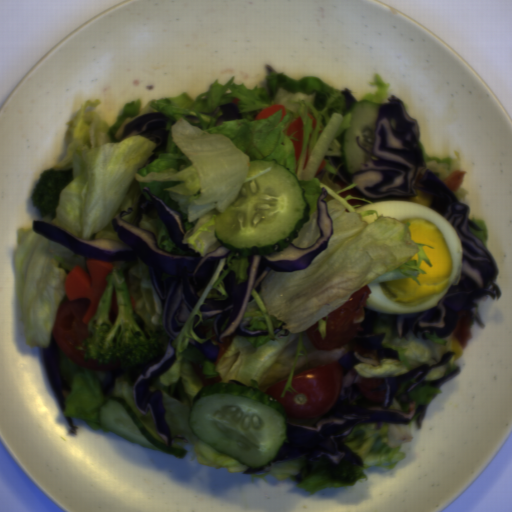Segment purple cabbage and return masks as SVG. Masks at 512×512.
I'll return each mask as SVG.
<instances>
[{
  "label": "purple cabbage",
  "mask_w": 512,
  "mask_h": 512,
  "mask_svg": "<svg viewBox=\"0 0 512 512\" xmlns=\"http://www.w3.org/2000/svg\"><path fill=\"white\" fill-rule=\"evenodd\" d=\"M143 192L150 199L140 195L137 216L132 222H125L123 218L132 213L133 208L122 210L111 218V227L119 241L109 238L79 239L63 228L43 220H32L31 226L38 235L87 260L125 263L140 259L148 266L152 284L161 303L167 340L163 359L145 368L136 377L131 394L138 411L143 415L150 413L157 436L164 444L172 447L175 439L186 444L188 441L180 435L171 437L162 392L160 389L151 391V386L174 364L176 357L172 344L197 306L199 292L208 284L220 260L227 257L231 250L221 244L204 256L196 253L194 248H189L182 242L185 231L179 213L168 208L149 188L144 187ZM152 211L159 214L173 241L186 254L162 252L155 242V235L140 228L142 214Z\"/></svg>",
  "instance_id": "obj_2"
},
{
  "label": "purple cabbage",
  "mask_w": 512,
  "mask_h": 512,
  "mask_svg": "<svg viewBox=\"0 0 512 512\" xmlns=\"http://www.w3.org/2000/svg\"><path fill=\"white\" fill-rule=\"evenodd\" d=\"M379 104L374 128L373 149L364 148L359 136V148L370 155L356 173L346 170L341 156H329L337 169L329 178L335 182L356 183L353 190L362 199L374 202H409L417 191L431 195V209L446 219L459 236L462 248L461 271L444 296L432 308L416 313H392L393 329L397 338L423 333L440 339L451 337L456 331L459 314L468 312L484 330L485 324L478 305L487 297L498 299L501 289L496 284L498 264L479 237L471 230H483L470 218V207L444 180L427 165L421 148V126L418 119L409 116L403 102L396 95Z\"/></svg>",
  "instance_id": "obj_1"
},
{
  "label": "purple cabbage",
  "mask_w": 512,
  "mask_h": 512,
  "mask_svg": "<svg viewBox=\"0 0 512 512\" xmlns=\"http://www.w3.org/2000/svg\"><path fill=\"white\" fill-rule=\"evenodd\" d=\"M188 344L199 351L203 357L211 361L213 364L215 363L220 347L219 345L213 344L210 341V338L204 344H199L196 341L189 339Z\"/></svg>",
  "instance_id": "obj_8"
},
{
  "label": "purple cabbage",
  "mask_w": 512,
  "mask_h": 512,
  "mask_svg": "<svg viewBox=\"0 0 512 512\" xmlns=\"http://www.w3.org/2000/svg\"><path fill=\"white\" fill-rule=\"evenodd\" d=\"M289 334H290L289 329H284V328L282 327V325H281V326H278V327L274 330V335L278 336V338H280V339H283V338H285V337L289 336Z\"/></svg>",
  "instance_id": "obj_14"
},
{
  "label": "purple cabbage",
  "mask_w": 512,
  "mask_h": 512,
  "mask_svg": "<svg viewBox=\"0 0 512 512\" xmlns=\"http://www.w3.org/2000/svg\"><path fill=\"white\" fill-rule=\"evenodd\" d=\"M340 95H344L345 105L349 110L351 109L352 105L357 102L356 99L351 94V92L349 91V89L346 87L344 90L340 91Z\"/></svg>",
  "instance_id": "obj_11"
},
{
  "label": "purple cabbage",
  "mask_w": 512,
  "mask_h": 512,
  "mask_svg": "<svg viewBox=\"0 0 512 512\" xmlns=\"http://www.w3.org/2000/svg\"><path fill=\"white\" fill-rule=\"evenodd\" d=\"M193 331L196 334V336L199 337L200 339H206L208 328L206 324L198 323L196 327L193 329Z\"/></svg>",
  "instance_id": "obj_12"
},
{
  "label": "purple cabbage",
  "mask_w": 512,
  "mask_h": 512,
  "mask_svg": "<svg viewBox=\"0 0 512 512\" xmlns=\"http://www.w3.org/2000/svg\"><path fill=\"white\" fill-rule=\"evenodd\" d=\"M380 314L365 308L362 325L353 342L366 344L376 352V357H366L357 351L347 350L336 362L339 366V387L335 400L330 409L322 416L309 419H297L287 416L285 423L286 438L276 456L271 462L262 467H248L243 475H263L268 473L273 465L282 464L299 458L306 461H325L337 469L346 464L355 467H364V460L360 455L349 448L345 439L358 425L364 423L375 424V429H381L383 424L408 425L419 413L416 426L422 430L427 408L416 403L407 394L398 397L399 402L408 404V413L391 408L393 399L399 385L405 381H414L404 392L410 393L418 385L425 386L424 379L431 371L447 364L456 355L453 350L443 353L439 363L435 365H422L412 371L401 375L383 379L380 387L372 389L373 392L385 391L383 402H373L365 398L358 390L357 383L364 378L354 369L358 365L380 366V360L388 359L399 361L396 350L383 347L382 341L385 332H376Z\"/></svg>",
  "instance_id": "obj_3"
},
{
  "label": "purple cabbage",
  "mask_w": 512,
  "mask_h": 512,
  "mask_svg": "<svg viewBox=\"0 0 512 512\" xmlns=\"http://www.w3.org/2000/svg\"><path fill=\"white\" fill-rule=\"evenodd\" d=\"M174 122L163 112L147 113L125 124L121 138L123 140L132 135H141L153 141L156 147L152 155L146 160L151 164L162 154L169 135L167 125L174 124Z\"/></svg>",
  "instance_id": "obj_5"
},
{
  "label": "purple cabbage",
  "mask_w": 512,
  "mask_h": 512,
  "mask_svg": "<svg viewBox=\"0 0 512 512\" xmlns=\"http://www.w3.org/2000/svg\"><path fill=\"white\" fill-rule=\"evenodd\" d=\"M64 420L69 427L68 435L75 436L77 434V427L73 424L72 418H70V416H65Z\"/></svg>",
  "instance_id": "obj_13"
},
{
  "label": "purple cabbage",
  "mask_w": 512,
  "mask_h": 512,
  "mask_svg": "<svg viewBox=\"0 0 512 512\" xmlns=\"http://www.w3.org/2000/svg\"><path fill=\"white\" fill-rule=\"evenodd\" d=\"M327 197V189L323 187L316 205V222L320 234L316 243L310 247H296L292 240L287 247L275 253L248 255L246 279L242 283H237L236 272L231 270L222 279L228 297L225 300L204 299V304L200 307L201 318L206 320L216 316L212 329L219 342L235 336L242 338L268 336L269 330H249L253 324L244 320L247 307L254 299L251 291L255 290L259 295L262 291V283L271 271L277 274L307 269L328 247L333 224L328 213Z\"/></svg>",
  "instance_id": "obj_4"
},
{
  "label": "purple cabbage",
  "mask_w": 512,
  "mask_h": 512,
  "mask_svg": "<svg viewBox=\"0 0 512 512\" xmlns=\"http://www.w3.org/2000/svg\"><path fill=\"white\" fill-rule=\"evenodd\" d=\"M38 352L44 373L60 406L61 412L65 413L67 410L65 400L70 394V386L62 374L59 345L53 333L51 334L49 346L47 348H41Z\"/></svg>",
  "instance_id": "obj_6"
},
{
  "label": "purple cabbage",
  "mask_w": 512,
  "mask_h": 512,
  "mask_svg": "<svg viewBox=\"0 0 512 512\" xmlns=\"http://www.w3.org/2000/svg\"><path fill=\"white\" fill-rule=\"evenodd\" d=\"M116 379V372L108 371V377L106 381L99 387L104 396H108L109 393L115 388Z\"/></svg>",
  "instance_id": "obj_9"
},
{
  "label": "purple cabbage",
  "mask_w": 512,
  "mask_h": 512,
  "mask_svg": "<svg viewBox=\"0 0 512 512\" xmlns=\"http://www.w3.org/2000/svg\"><path fill=\"white\" fill-rule=\"evenodd\" d=\"M218 108L222 114L217 118L215 122V125L217 126L221 125L223 122L242 119V115L237 106V103H225L223 105H219Z\"/></svg>",
  "instance_id": "obj_7"
},
{
  "label": "purple cabbage",
  "mask_w": 512,
  "mask_h": 512,
  "mask_svg": "<svg viewBox=\"0 0 512 512\" xmlns=\"http://www.w3.org/2000/svg\"><path fill=\"white\" fill-rule=\"evenodd\" d=\"M459 370H460V367L457 366L456 368H454L452 373L446 375L441 380H432L431 386H433L436 389L441 388L442 385L446 384L447 382H449L450 380H452L453 378L458 376Z\"/></svg>",
  "instance_id": "obj_10"
}]
</instances>
